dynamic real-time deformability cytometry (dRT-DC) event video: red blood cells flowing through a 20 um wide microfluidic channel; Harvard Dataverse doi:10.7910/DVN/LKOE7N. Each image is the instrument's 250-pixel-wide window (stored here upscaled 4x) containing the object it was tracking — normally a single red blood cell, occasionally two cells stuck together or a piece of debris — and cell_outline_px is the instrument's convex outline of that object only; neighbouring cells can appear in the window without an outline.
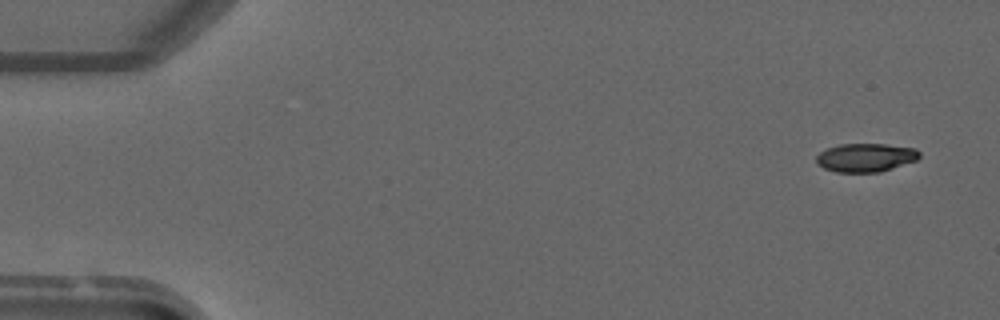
{"species": "common noctule bat (a hibernating species)", "species_latin": "Nyctalus noctula", "temperature_condition": "warm", "stored_images_in_passage": 5, "camera_frame_rate_fps": 3000, "um_per_image_px": 0.085, "animal": {"sex": "male", "forearm_length_mm": 52.5}, "frame": {"image": 1, "passage_image": 1, "time_ms": 0.0, "image_size_px": [1000, 320], "cell_outline_px": [[920, 156], [916, 160], [880, 172], [836, 172], [824, 168], [816, 160], [816, 156], [820, 152], [828, 148], [840, 144], [884, 144], [916, 148], [920, 152]], "centroid_in_image_um": [73.6, 13.39], "position_along_channel_um": 11.4, "area_um2": 16.99}}